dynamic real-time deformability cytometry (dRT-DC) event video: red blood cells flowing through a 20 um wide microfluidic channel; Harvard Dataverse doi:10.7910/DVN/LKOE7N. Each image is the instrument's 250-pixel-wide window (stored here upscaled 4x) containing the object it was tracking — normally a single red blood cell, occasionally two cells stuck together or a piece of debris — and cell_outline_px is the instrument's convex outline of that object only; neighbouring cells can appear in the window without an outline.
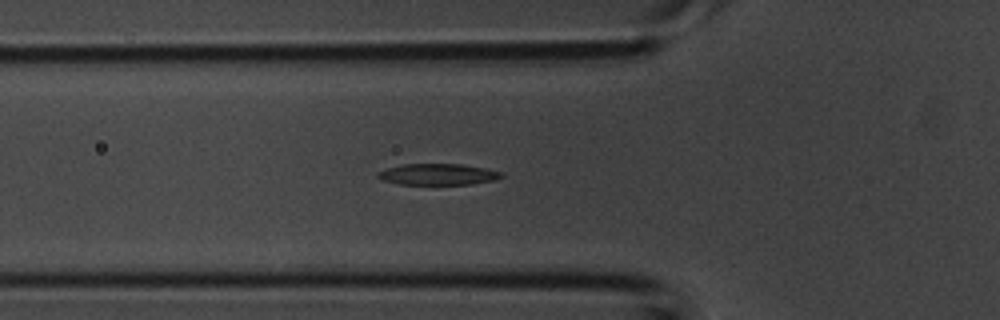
{"species": "common noctule bat (a hibernating species)", "species_latin": "Nyctalus noctula", "temperature_condition": "room temperature", "stored_images_in_passage": 33, "segment_of_instrument_passage": [1, 2], "camera_frame_rate_fps": 3000, "um_per_image_px": 0.085, "animal": {"sex": "male", "body_mass_g": 20.1, "forearm_length_mm": 53.5}, "frame": {"image": 1, "passage_image": 5, "time_ms": 1.333, "image_size_px": [1000, 320], "cell_outline_px": [[504, 176], [496, 180], [472, 184], [400, 184], [384, 180], [376, 176], [376, 172], [388, 168], [404, 164], [460, 164], [484, 168], [504, 172]], "centroid_in_image_um": [37.27, 14.82], "position_along_channel_um": 88.5, "area_um2": 15.26}}
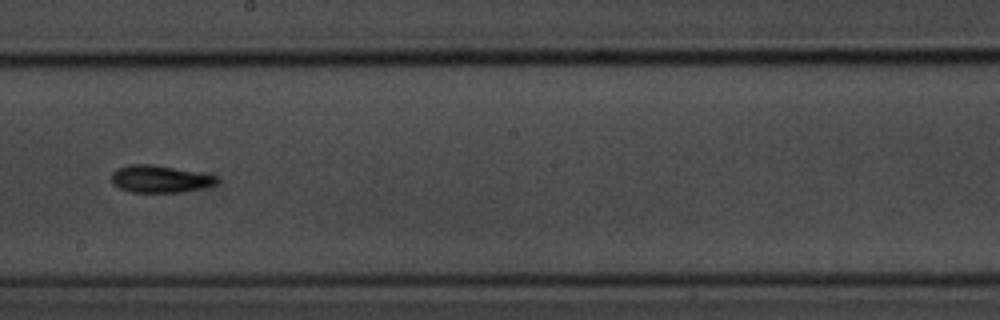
{"frame": {"image": 2, "passage_image": 14, "time_ms": 4.333, "image_size_px": [1000, 320], "cell_outline_px": [[220, 180], [216, 184], [200, 188], [180, 192], [132, 192], [120, 188], [112, 184], [112, 172], [116, 168], [128, 164], [152, 164], [196, 172], [216, 176]], "centroid_in_image_um": [13.55, 15.2], "position_along_channel_um": 234.7, "area_um2": 16.59}}
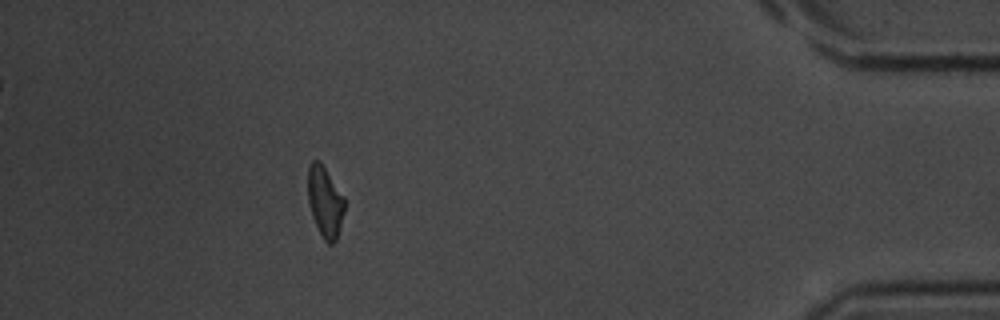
{"frame": {"image": 3, "passage_image": 28, "time_ms": 9.0, "image_size_px": [1000, 320], "cell_outline_px": [[344, 212], [336, 240], [332, 244], [328, 244], [324, 240], [312, 216], [308, 204], [308, 168], [312, 160], [316, 160], [324, 168], [344, 196]], "centroid_in_image_um": [27.62, 17.17], "position_along_channel_um": 407.6, "area_um2": 14.8}}